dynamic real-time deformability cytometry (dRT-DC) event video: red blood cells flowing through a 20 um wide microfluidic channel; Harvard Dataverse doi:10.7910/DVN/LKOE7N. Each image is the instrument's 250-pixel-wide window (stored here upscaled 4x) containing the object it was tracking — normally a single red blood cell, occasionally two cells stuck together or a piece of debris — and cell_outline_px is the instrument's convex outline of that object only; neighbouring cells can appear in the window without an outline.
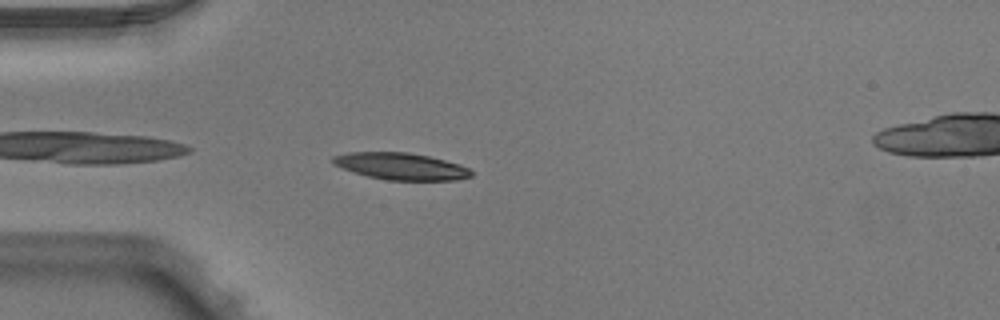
{"species": "Egyptian fruit bat (a non-hibernating species)", "species_latin": "Rousettus aegyptiacus", "temperature_condition": "warm", "stored_images_in_passage": 19, "camera_frame_rate_fps": 3000, "um_per_image_px": 0.085, "animal": {"sex": "male"}, "frame": {"image": 1, "passage_image": 2, "time_ms": 0.333, "image_size_px": [1000, 320], "cell_outline_px": [[472, 176], [456, 180], [388, 180], [368, 176], [332, 164], [332, 156], [348, 152], [408, 152], [428, 156], [460, 164], [468, 168], [472, 172]], "centroid_in_image_um": [34.09, 14.13], "position_along_channel_um": 50.9, "area_um2": 21.5}}
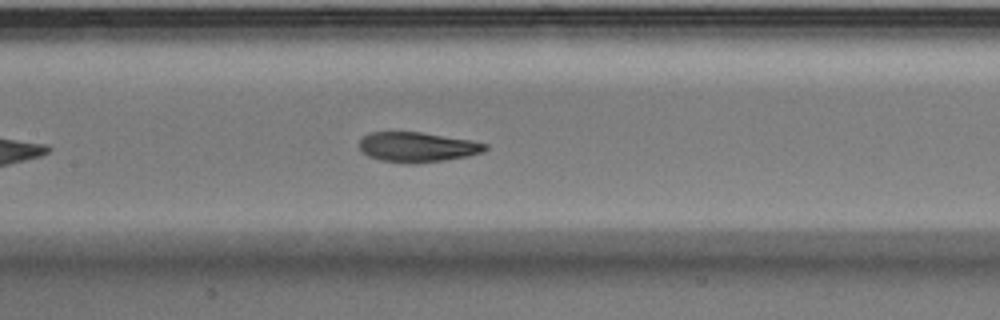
{"frame": {"image": 2, "passage_image": 12, "time_ms": 3.667, "image_size_px": [1000, 320], "cell_outline_px": [[488, 148], [484, 152], [468, 156], [444, 160], [416, 164], [408, 164], [380, 160], [368, 156], [360, 152], [360, 140], [368, 132], [420, 132], [468, 140], [488, 144]], "centroid_in_image_um": [35.45, 12.51], "position_along_channel_um": 172.0, "area_um2": 22.02}}
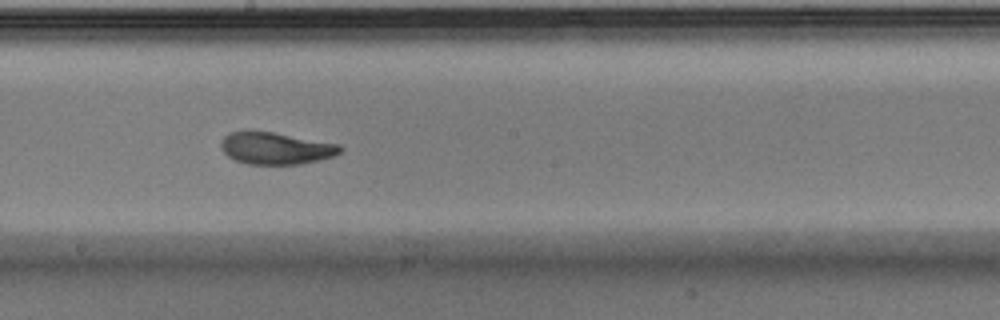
{"frame": {"image": 3, "passage_image": 16, "time_ms": 5.0, "image_size_px": [1000, 320], "cell_outline_px": [[344, 148], [336, 156], [320, 160], [300, 164], [244, 164], [228, 156], [220, 148], [220, 140], [228, 132], [272, 132], [340, 144]], "centroid_in_image_um": [23.46, 12.62], "position_along_channel_um": 224.7, "area_um2": 22.25}}